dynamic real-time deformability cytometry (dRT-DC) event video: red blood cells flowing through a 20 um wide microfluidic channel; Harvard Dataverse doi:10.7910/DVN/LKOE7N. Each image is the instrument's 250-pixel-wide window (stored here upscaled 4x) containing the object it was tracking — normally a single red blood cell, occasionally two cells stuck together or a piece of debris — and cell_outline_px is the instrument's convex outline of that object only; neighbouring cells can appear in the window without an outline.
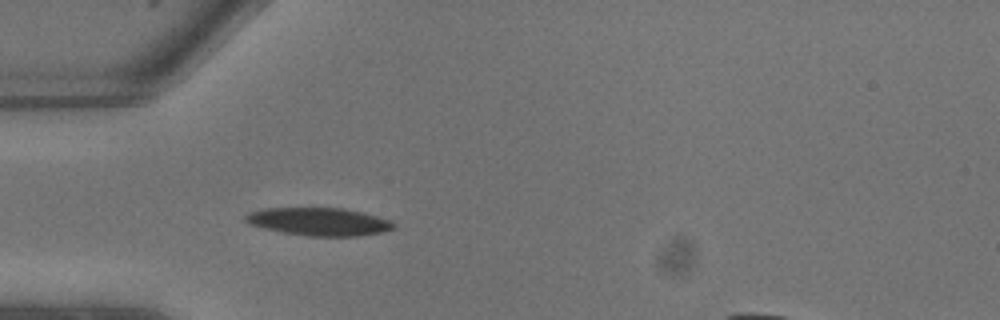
{"species": "common noctule bat (a hibernating species)", "species_latin": "Nyctalus noctula", "temperature_condition": "warm", "stored_images_in_passage": 6, "camera_frame_rate_fps": 3000, "um_per_image_px": 0.085, "animal": {"sex": "male", "body_mass_g": 13.3}, "frame": {"image": 1, "passage_image": 6, "time_ms": 1.667, "image_size_px": [1000, 320], "cell_outline_px": [[396, 228], [384, 232], [360, 236], [308, 236], [284, 232], [264, 228], [248, 224], [244, 220], [244, 216], [248, 212], [264, 208], [344, 208], [376, 216], [388, 220], [396, 224]], "centroid_in_image_um": [27.1, 18.84], "position_along_channel_um": 57.9, "area_um2": 24.1}}